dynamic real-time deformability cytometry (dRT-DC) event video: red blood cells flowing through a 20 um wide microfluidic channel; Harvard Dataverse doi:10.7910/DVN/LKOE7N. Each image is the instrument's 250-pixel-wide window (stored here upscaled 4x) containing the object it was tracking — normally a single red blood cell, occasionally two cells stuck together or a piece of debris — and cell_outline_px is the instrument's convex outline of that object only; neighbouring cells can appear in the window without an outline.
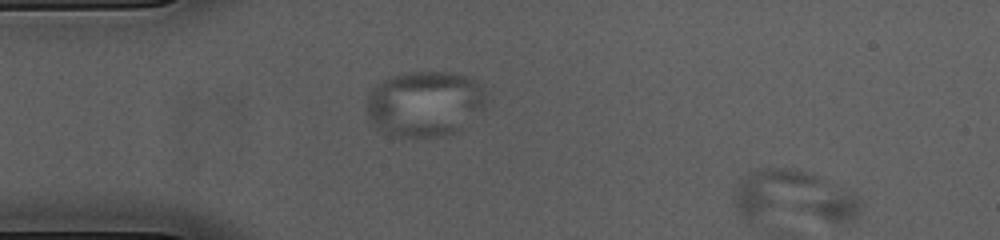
{"species": "common noctule bat (a hibernating species)", "species_latin": "Nyctalus noctula", "temperature_condition": "cold", "stored_images_in_passage": 2, "segment_of_instrument_passage": [1, 2], "camera_frame_rate_fps": 3000, "um_per_image_px": 0.085, "animal": {"sex": "female", "body_mass_g": 23.0, "forearm_length_mm": 53.4}, "frame": {"image": 1, "passage_image": 1, "time_ms": 0.0, "image_size_px": [1000, 240], "cell_outline_px": [[488, 104], [484, 108], [456, 132], [444, 136], [388, 136], [368, 116], [364, 108], [364, 104], [372, 88], [376, 84], [392, 76], [408, 72], [448, 72], [468, 76], [476, 80], [484, 88], [488, 96]], "centroid_in_image_um": [36.13, 8.8], "position_along_channel_um": 48.9, "area_um2": 46.07}}